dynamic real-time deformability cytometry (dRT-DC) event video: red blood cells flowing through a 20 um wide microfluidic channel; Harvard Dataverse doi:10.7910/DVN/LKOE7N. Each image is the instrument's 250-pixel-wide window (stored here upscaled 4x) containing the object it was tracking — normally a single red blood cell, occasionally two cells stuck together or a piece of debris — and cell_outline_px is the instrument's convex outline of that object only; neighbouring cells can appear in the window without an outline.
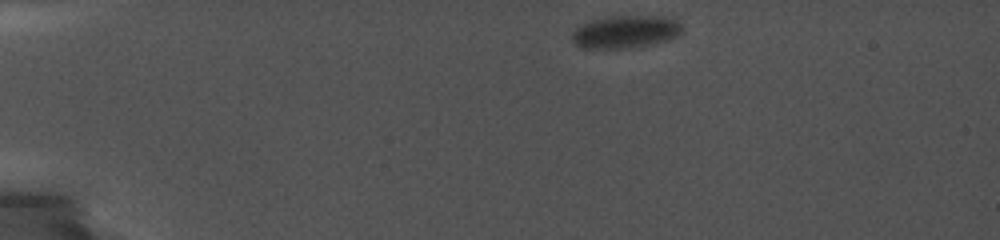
{"species": "common noctule bat (a hibernating species)", "species_latin": "Nyctalus noctula", "temperature_condition": "cold", "stored_images_in_passage": 30, "camera_frame_rate_fps": 5000, "um_per_image_px": 0.085, "animal": {"sex": "female", "body_mass_g": 19.0, "forearm_length_mm": 56.7}, "frame": {"image": 1, "passage_image": 1, "time_ms": 0.0, "image_size_px": [1000, 240], "cell_outline_px": [[684, 32], [668, 40], [656, 44], [628, 48], [584, 48], [576, 44], [572, 40], [572, 32], [580, 24], [592, 20], [608, 16], [664, 16], [676, 20], [680, 24]], "centroid_in_image_um": [53.19, 2.7], "position_along_channel_um": 31.8, "area_um2": 21.15}}
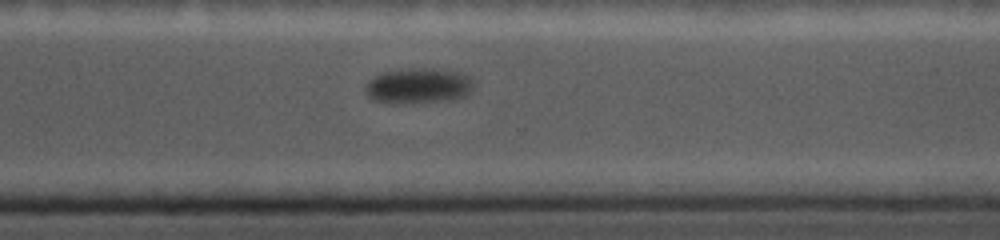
{"frame": {"image": 2, "passage_image": 21, "time_ms": 11.4, "image_size_px": [1000, 240], "cell_outline_px": [[472, 84], [468, 92], [464, 96], [444, 100], [376, 100], [368, 96], [368, 80], [380, 72], [400, 68], [432, 68], [464, 72], [468, 76]], "centroid_in_image_um": [35.58, 7.19], "position_along_channel_um": 335.0, "area_um2": 21.15}}
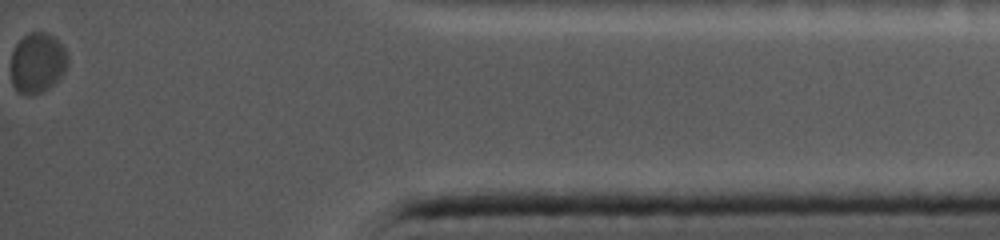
{"frame": {"image": 3, "passage_image": 30, "time_ms": 15.2, "image_size_px": [1000, 240], "cell_outline_px": [[68, 60], [64, 72], [44, 92], [20, 92], [12, 84], [12, 52], [16, 44], [28, 32], [48, 32], [60, 40], [64, 44], [68, 56]], "centroid_in_image_um": [3.22, 5.26], "position_along_channel_um": 432.0, "area_um2": 19.71}}